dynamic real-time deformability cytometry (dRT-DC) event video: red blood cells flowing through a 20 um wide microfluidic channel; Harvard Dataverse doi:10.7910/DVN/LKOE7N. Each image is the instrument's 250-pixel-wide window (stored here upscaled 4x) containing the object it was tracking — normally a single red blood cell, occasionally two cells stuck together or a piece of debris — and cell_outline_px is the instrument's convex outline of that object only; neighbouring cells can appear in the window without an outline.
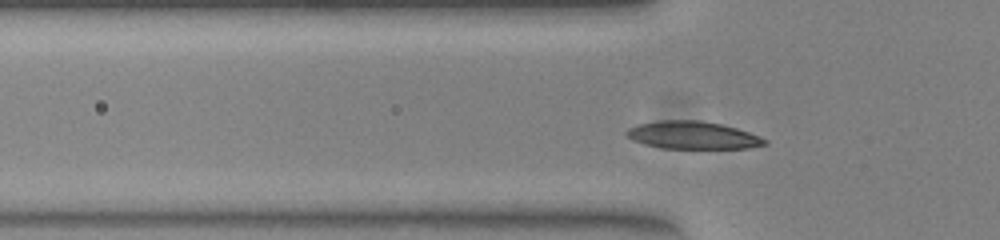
{"species": "common noctule bat (a hibernating species)", "species_latin": "Nyctalus noctula", "temperature_condition": "warm", "stored_images_in_passage": 33, "camera_frame_rate_fps": 3000, "um_per_image_px": 0.085, "animal": {"sex": "female", "body_mass_g": 23.0, "forearm_length_mm": 53.4}, "frame": {"image": 1, "passage_image": 2, "time_ms": 0.333, "image_size_px": [1000, 240], "cell_outline_px": [[768, 144], [748, 148], [660, 148], [644, 144], [632, 140], [624, 132], [628, 128], [636, 124], [660, 120], [700, 120], [720, 124], [736, 128], [760, 136], [768, 140]], "centroid_in_image_um": [58.86, 11.49], "position_along_channel_um": 66.9, "area_um2": 22.31}}
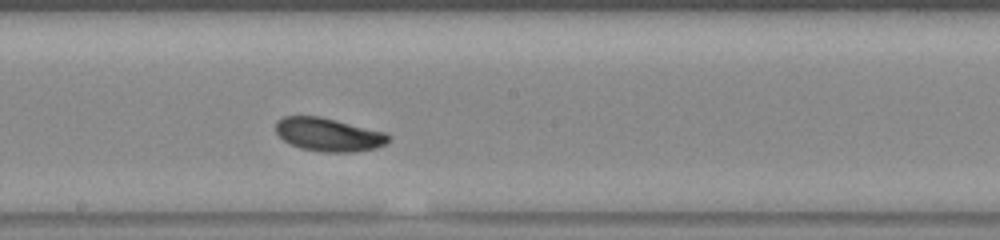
{"frame": {"image": 2, "passage_image": 14, "time_ms": 4.333, "image_size_px": [1000, 240], "cell_outline_px": [[392, 136], [388, 144], [376, 148], [356, 152], [324, 152], [300, 148], [288, 144], [276, 132], [276, 120], [284, 116], [320, 116], [384, 132]], "centroid_in_image_um": [27.94, 11.45], "position_along_channel_um": 220.3, "area_um2": 22.08}}
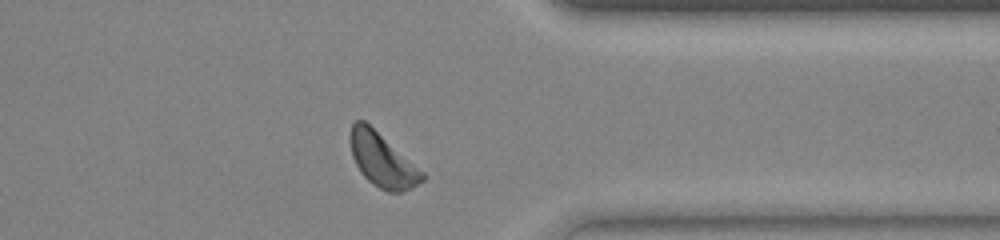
{"frame": {"image": 3, "passage_image": 27, "time_ms": 8.667, "image_size_px": [1000, 240], "cell_outline_px": [[428, 176], [424, 180], [412, 188], [400, 192], [388, 192], [372, 184], [360, 172], [352, 156], [352, 124], [356, 120], [364, 120], [424, 172]], "centroid_in_image_um": [32.54, 13.65], "position_along_channel_um": 378.9, "area_um2": 22.08}, "authors_computed_cell_mechanics": {"area_um2": 21.3282, "velocity_mm_per_s": 3.8493, "shape_relaxation_time_tau1_ms": 3.9355, "shape_relaxation_time_tau2_ms": null, "deformation_change_tau1": 0.1522, "deformation_change_tau2": null}}